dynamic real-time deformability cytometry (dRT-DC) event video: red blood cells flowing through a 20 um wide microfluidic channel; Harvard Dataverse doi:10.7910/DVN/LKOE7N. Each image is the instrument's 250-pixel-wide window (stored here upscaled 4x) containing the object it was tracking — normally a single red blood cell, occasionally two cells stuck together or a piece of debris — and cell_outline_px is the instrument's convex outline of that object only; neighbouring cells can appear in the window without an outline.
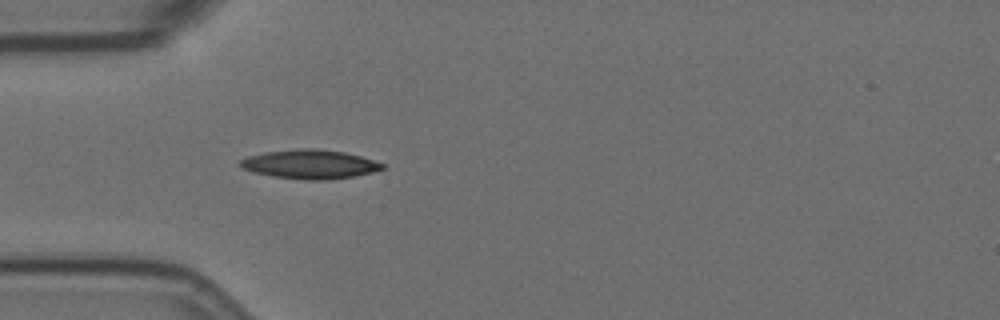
{"species": "Egyptian fruit bat (a non-hibernating species)", "species_latin": "Rousettus aegyptiacus", "temperature_condition": "room temperature", "stored_images_in_passage": 41, "camera_frame_rate_fps": 3000, "um_per_image_px": 0.085, "animal": {"sex": "female"}, "frame": {"image": 1, "passage_image": 1, "time_ms": 0.0, "image_size_px": [1000, 320], "cell_outline_px": [[384, 168], [372, 172], [352, 176], [324, 180], [304, 180], [272, 176], [240, 168], [236, 164], [240, 160], [248, 156], [264, 152], [296, 148], [316, 148], [344, 152], [360, 156], [384, 164]], "centroid_in_image_um": [26.27, 13.95], "position_along_channel_um": 58.7, "area_um2": 24.04}}
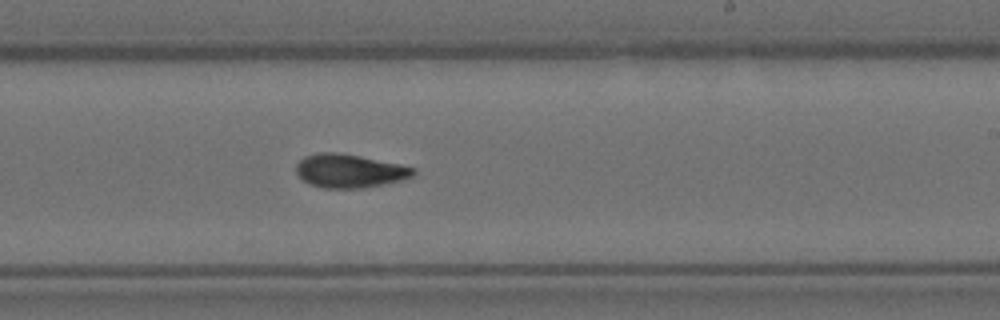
{"frame": {"image": 2, "passage_image": 18, "time_ms": 5.667, "image_size_px": [1000, 320], "cell_outline_px": [[416, 172], [412, 176], [400, 180], [364, 188], [320, 188], [308, 184], [296, 172], [296, 164], [304, 156], [320, 152], [336, 152], [360, 156], [416, 168]], "centroid_in_image_um": [29.67, 14.53], "position_along_channel_um": 259.3, "area_um2": 22.77}}
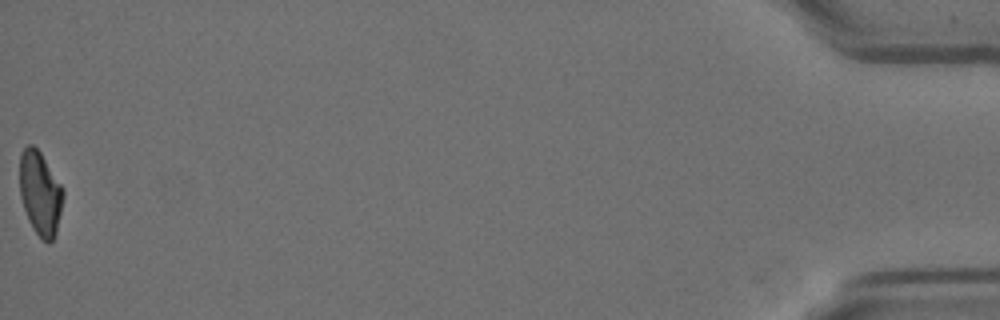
{"frame": {"image": 3, "passage_image": 41, "time_ms": 13.333, "image_size_px": [1000, 320], "cell_outline_px": [[64, 196], [56, 236], [48, 244], [32, 228], [28, 220], [20, 196], [20, 152], [28, 144], [32, 144], [40, 152], [64, 188]], "centroid_in_image_um": [3.43, 16.43], "position_along_channel_um": 431.8, "area_um2": 21.39}, "authors_computed_cell_mechanics": {"area_um2": 22.3686, "velocity_mm_per_s": 3.584, "shape_relaxation_time_tau1_ms": 6.9126, "shape_relaxation_time_tau2_ms": 5.1176, "deformation_change_tau1": 0.2015, "deformation_change_tau2": 0.1159}}